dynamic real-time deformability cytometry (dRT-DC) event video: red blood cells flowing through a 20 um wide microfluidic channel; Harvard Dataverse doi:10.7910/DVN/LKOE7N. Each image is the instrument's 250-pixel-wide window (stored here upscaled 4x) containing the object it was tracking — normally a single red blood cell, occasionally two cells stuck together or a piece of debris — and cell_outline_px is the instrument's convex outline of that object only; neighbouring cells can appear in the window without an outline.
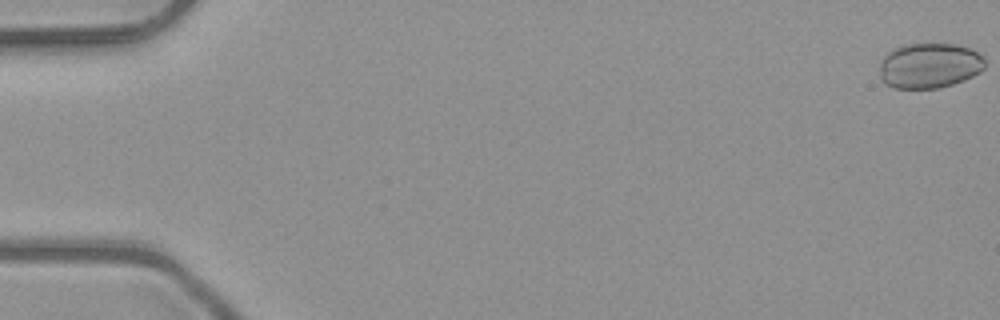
{"species": "common noctule bat (a hibernating species)", "species_latin": "Nyctalus noctula", "temperature_condition": "room temperature", "stored_images_in_passage": 5, "segment_of_instrument_passage": [2, 2], "camera_frame_rate_fps": 3000, "um_per_image_px": 0.085, "animal": {"sex": "male", "body_mass_g": 23.1, "forearm_length_mm": 52.7}, "frame": {"image": 1, "passage_image": 5, "time_ms": 1.333, "image_size_px": [1000, 320], "cell_outline_px": [[984, 68], [980, 72], [964, 80], [940, 88], [892, 88], [884, 84], [880, 80], [880, 60], [892, 48], [904, 44], [952, 44], [968, 48], [984, 56]], "centroid_in_image_um": [78.95, 5.58], "position_along_channel_um": 6.0, "area_um2": 27.98}}